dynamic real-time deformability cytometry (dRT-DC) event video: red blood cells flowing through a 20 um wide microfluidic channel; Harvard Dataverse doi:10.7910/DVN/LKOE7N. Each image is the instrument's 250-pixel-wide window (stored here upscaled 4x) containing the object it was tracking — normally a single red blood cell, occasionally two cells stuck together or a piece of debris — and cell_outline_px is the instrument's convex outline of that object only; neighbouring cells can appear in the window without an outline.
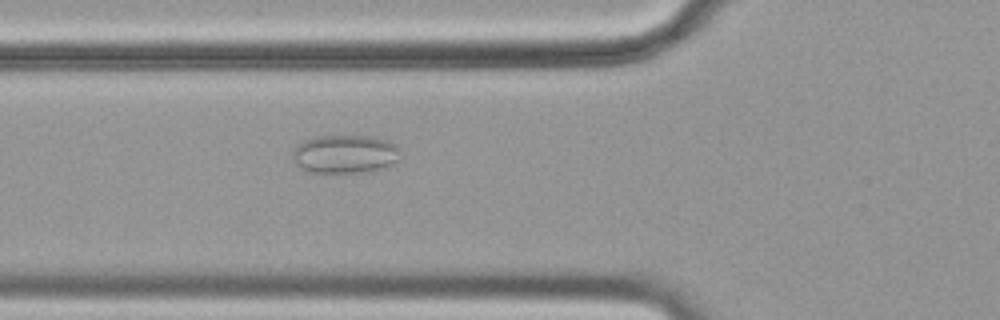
{"species": "common noctule bat (a hibernating species)", "species_latin": "Nyctalus noctula", "temperature_condition": "cold", "stored_images_in_passage": 56, "camera_frame_rate_fps": 3000, "um_per_image_px": 0.085, "animal": {"sex": "female", "body_mass_g": 19.9}, "frame": {"image": 1, "passage_image": 20, "time_ms": 6.333, "image_size_px": [1000, 320], "cell_outline_px": [[400, 160], [392, 164], [380, 168], [356, 172], [308, 172], [300, 168], [296, 164], [292, 156], [292, 148], [296, 144], [304, 140], [316, 136], [368, 136], [388, 140], [400, 148]], "centroid_in_image_um": [29.29, 13.08], "position_along_channel_um": 96.5, "area_um2": 24.22}}
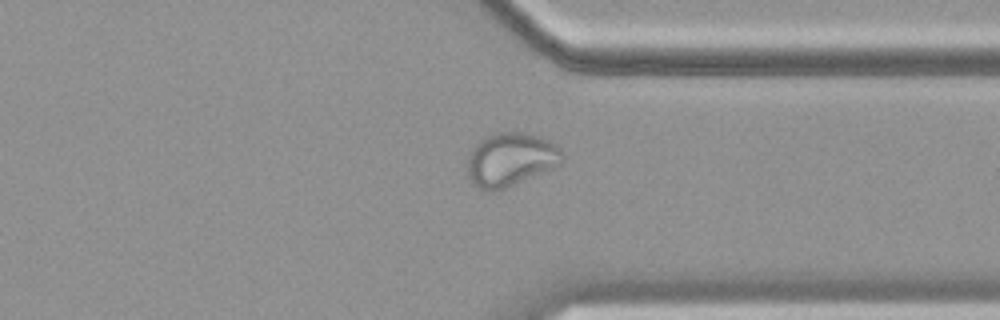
{"frame": {"image": 2, "passage_image": 43, "time_ms": 14.0, "image_size_px": [1000, 320], "cell_outline_px": [[564, 160], [560, 164], [552, 168], [496, 192], [492, 192], [480, 188], [472, 184], [468, 176], [468, 156], [476, 144], [484, 136], [496, 132], [528, 132], [540, 136], [556, 144], [560, 148], [564, 156]], "centroid_in_image_um": [43.41, 13.54], "position_along_channel_um": 368.0, "area_um2": 29.77}}
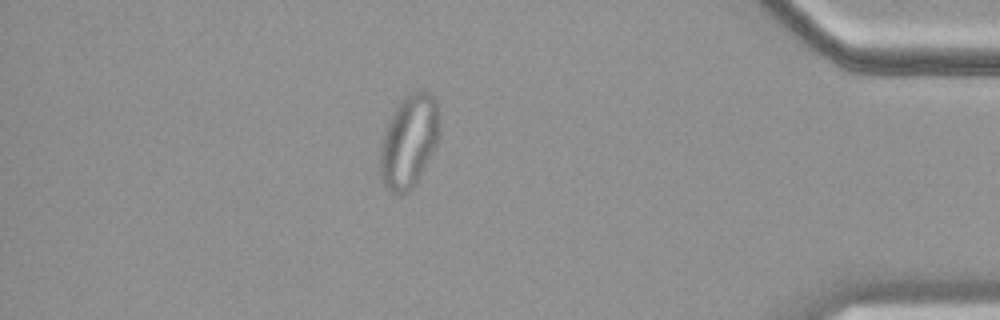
{"frame": {"image": 3, "passage_image": 49, "time_ms": 16.0, "image_size_px": [1000, 320], "cell_outline_px": [[440, 136], [436, 144], [412, 188], [408, 192], [400, 196], [392, 192], [384, 184], [380, 176], [380, 144], [384, 128], [392, 112], [404, 96], [420, 88], [424, 88], [436, 100], [440, 120]], "centroid_in_image_um": [34.75, 11.95], "position_along_channel_um": 400.5, "area_um2": 32.43}, "authors_computed_cell_mechanics": {"area_um2": 29.8248, "velocity_mm_per_s": 3.5411, "shape_relaxation_time_tau1_ms": null, "shape_relaxation_time_tau2_ms": 1.5588, "deformation_change_tau1": null, "deformation_change_tau2": 0.0466}}